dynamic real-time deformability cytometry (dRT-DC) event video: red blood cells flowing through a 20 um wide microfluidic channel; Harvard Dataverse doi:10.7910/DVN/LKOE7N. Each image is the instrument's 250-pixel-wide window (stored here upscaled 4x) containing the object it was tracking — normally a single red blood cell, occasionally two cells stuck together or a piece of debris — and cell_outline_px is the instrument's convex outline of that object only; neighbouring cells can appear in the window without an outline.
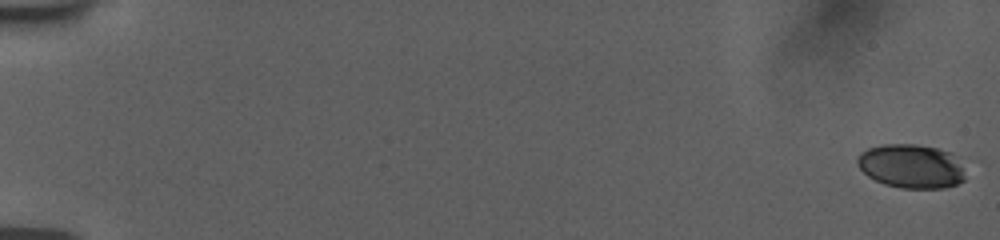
{"species": "human", "species_latin": "Homo sapiens", "temperature_condition": "room temperature", "stored_images_in_passage": 57, "camera_frame_rate_fps": 3000, "um_per_image_px": 0.085, "donor": {"sex": "female"}, "frame": {"image": 1, "passage_image": 1, "time_ms": 0.0, "image_size_px": [1000, 240], "cell_outline_px": [[964, 180], [956, 184], [944, 188], [900, 188], [884, 184], [868, 176], [856, 164], [856, 160], [860, 152], [868, 148], [884, 144], [916, 144], [936, 148], [952, 152], [956, 156], [964, 176]], "centroid_in_image_um": [77.43, 14.12], "position_along_channel_um": 7.6, "area_um2": 27.63}}
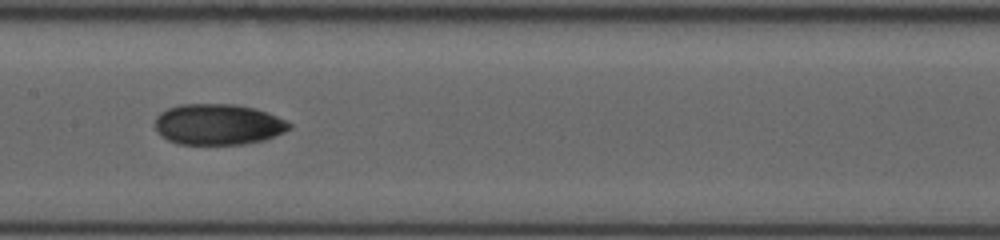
{"frame": {"image": 2, "passage_image": 31, "time_ms": 10.0, "image_size_px": [1000, 240], "cell_outline_px": [[292, 128], [284, 132], [264, 140], [244, 144], [176, 144], [168, 140], [156, 132], [156, 116], [160, 112], [168, 108], [180, 104], [236, 104], [252, 108], [276, 116], [292, 124]], "centroid_in_image_um": [18.51, 10.58], "position_along_channel_um": 188.9, "area_um2": 31.96}}
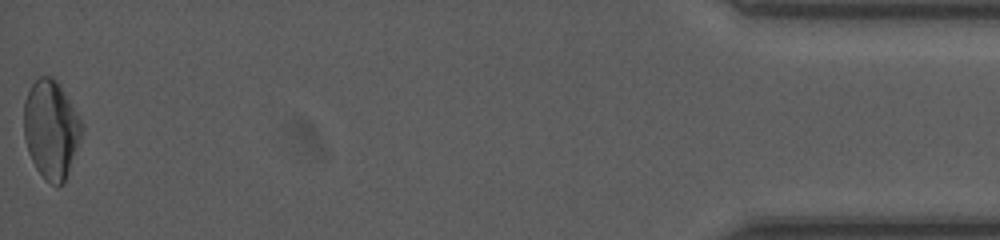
{"frame": {"image": 3, "passage_image": 57, "time_ms": 18.667, "image_size_px": [1000, 240], "cell_outline_px": [[84, 128], [64, 184], [52, 184], [44, 180], [36, 168], [28, 152], [24, 136], [24, 100], [32, 84], [40, 76], [52, 76], [60, 84], [80, 116], [84, 124]], "centroid_in_image_um": [4.36, 10.98], "position_along_channel_um": 430.8, "area_um2": 33.41}, "authors_computed_cell_mechanics": {"area_um2": 30.923, "velocity_mm_per_s": 3.7701, "shape_relaxation_time_tau1_ms": null, "shape_relaxation_time_tau2_ms": 3.9567, "deformation_change_tau1": null, "deformation_change_tau2": 0.0762}}